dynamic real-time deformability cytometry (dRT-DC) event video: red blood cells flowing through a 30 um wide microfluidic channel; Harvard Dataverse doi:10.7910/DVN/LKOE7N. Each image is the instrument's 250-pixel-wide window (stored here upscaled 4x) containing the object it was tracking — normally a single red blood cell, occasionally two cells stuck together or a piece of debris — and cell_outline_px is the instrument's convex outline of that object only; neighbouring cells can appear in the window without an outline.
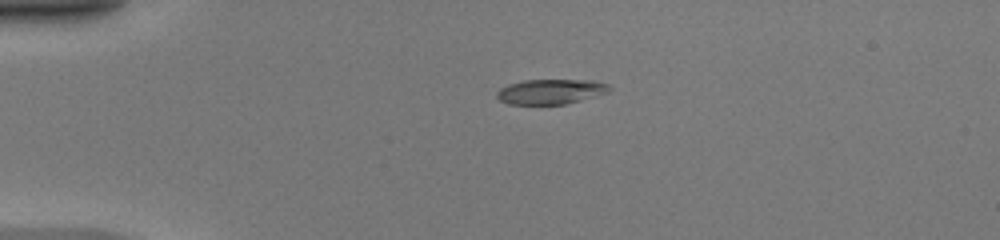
{"species": "common noctule bat (a hibernating species)", "species_latin": "Nyctalus noctula", "temperature_condition": "warm", "stored_images_in_passage": 19, "camera_frame_rate_fps": 3000, "um_per_image_px": 0.085, "animal": {"sex": "female", "body_mass_g": 20.0, "forearm_length_mm": 54.0}, "frame": {"image": 1, "passage_image": 1, "time_ms": 0.0, "image_size_px": [1000, 240], "cell_outline_px": [[612, 88], [608, 92], [580, 100], [564, 104], [508, 104], [500, 100], [496, 96], [496, 92], [500, 88], [508, 84], [524, 80], [592, 80], [608, 84]], "centroid_in_image_um": [46.79, 7.78], "position_along_channel_um": 38.2, "area_um2": 16.3}}
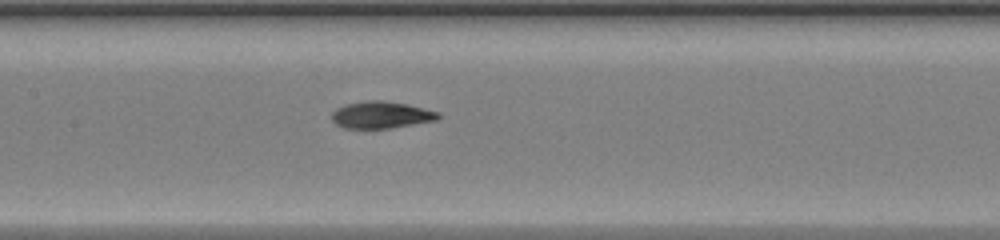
{"frame": {"image": 2, "passage_image": 14, "time_ms": 4.333, "image_size_px": [1000, 240], "cell_outline_px": [[440, 116], [436, 120], [388, 128], [344, 128], [336, 124], [332, 120], [332, 112], [336, 108], [344, 104], [364, 100], [380, 100], [408, 104], [440, 112]], "centroid_in_image_um": [32.37, 9.75], "position_along_channel_um": 175.0, "area_um2": 16.7}}
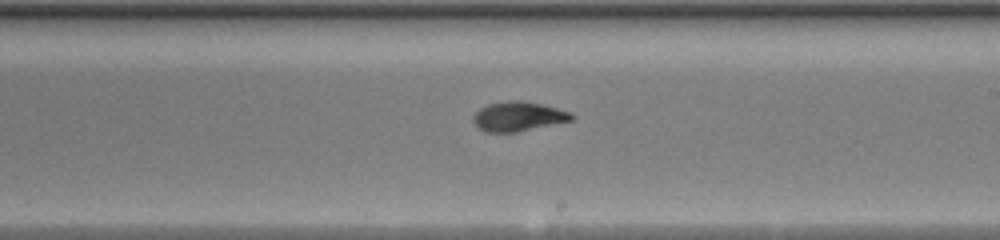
{"frame": {"image": 3, "passage_image": 19, "time_ms": 6.0, "image_size_px": [1000, 240], "cell_outline_px": [[576, 116], [572, 120], [516, 132], [484, 132], [472, 120], [472, 116], [480, 108], [488, 104], [508, 100], [520, 100], [540, 104], [572, 112]], "centroid_in_image_um": [44.05, 9.89], "position_along_channel_um": 245.0, "area_um2": 16.82}}